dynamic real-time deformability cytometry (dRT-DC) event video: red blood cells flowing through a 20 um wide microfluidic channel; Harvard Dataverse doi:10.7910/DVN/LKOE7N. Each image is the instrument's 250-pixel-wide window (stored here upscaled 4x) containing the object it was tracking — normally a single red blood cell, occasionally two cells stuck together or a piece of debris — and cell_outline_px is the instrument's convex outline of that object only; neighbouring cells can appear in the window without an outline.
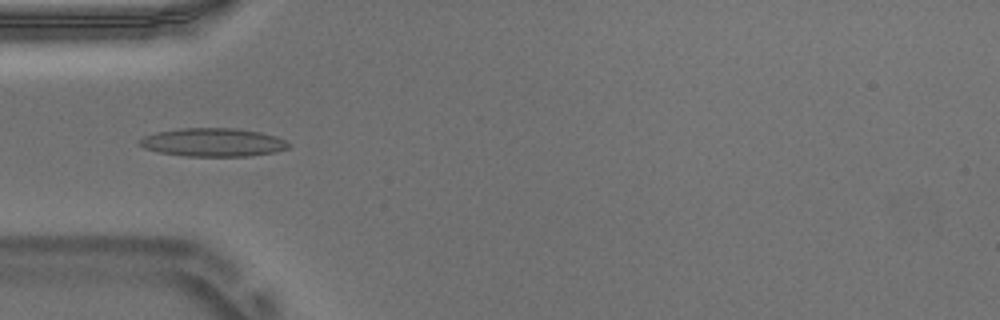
{"species": "Egyptian fruit bat (a non-hibernating species)", "species_latin": "Rousettus aegyptiacus", "temperature_condition": "warm", "stored_images_in_passage": 53, "camera_frame_rate_fps": 3000, "um_per_image_px": 0.085, "animal": {"sex": "male"}, "frame": {"image": 1, "passage_image": 16, "time_ms": 5.0, "image_size_px": [1000, 320], "cell_outline_px": [[292, 144], [288, 148], [276, 152], [248, 156], [188, 156], [160, 152], [144, 148], [136, 144], [136, 140], [144, 136], [156, 132], [184, 128], [236, 128], [260, 132], [276, 136]], "centroid_in_image_um": [18.09, 12.1], "position_along_channel_um": 66.9, "area_um2": 24.74}, "authors_computed_cell_mechanics": {"area_um2": 22.1952, "velocity_mm_per_s": 3.7309, "shape_relaxation_time_tau1_ms": 11.223, "shape_relaxation_time_tau2_ms": 1.2867, "deformation_change_tau1": 0.3285, "deformation_change_tau2": 0.0884}}